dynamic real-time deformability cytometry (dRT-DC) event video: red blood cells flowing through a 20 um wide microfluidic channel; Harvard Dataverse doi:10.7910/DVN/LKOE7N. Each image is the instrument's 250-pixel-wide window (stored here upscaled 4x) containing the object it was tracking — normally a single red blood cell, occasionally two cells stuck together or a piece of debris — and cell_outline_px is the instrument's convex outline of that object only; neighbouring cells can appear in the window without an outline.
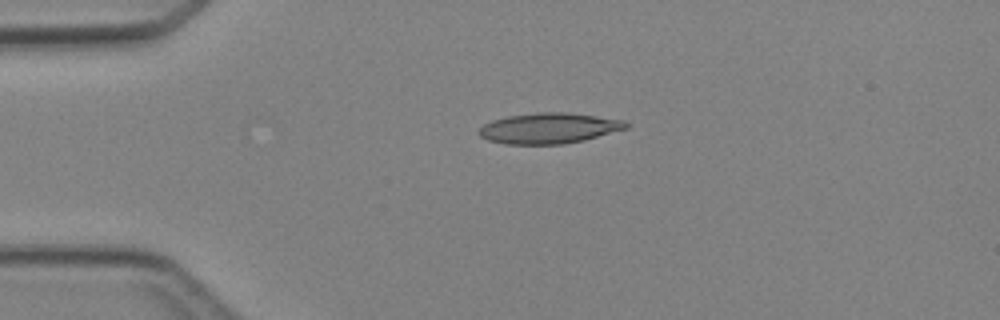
{"species": "Egyptian fruit bat (a non-hibernating species)", "species_latin": "Rousettus aegyptiacus", "temperature_condition": "cold", "stored_images_in_passage": 3, "camera_frame_rate_fps": 3000, "um_per_image_px": 0.085, "animal": {"sex": "female"}, "frame": {"image": 1, "passage_image": 2, "time_ms": 1.333, "image_size_px": [1000, 320], "cell_outline_px": [[628, 128], [584, 140], [564, 144], [504, 144], [488, 140], [480, 136], [476, 132], [484, 124], [492, 120], [508, 116], [540, 112], [568, 112], [624, 120], [628, 124]], "centroid_in_image_um": [46.64, 10.9], "position_along_channel_um": 38.4, "area_um2": 26.24}}